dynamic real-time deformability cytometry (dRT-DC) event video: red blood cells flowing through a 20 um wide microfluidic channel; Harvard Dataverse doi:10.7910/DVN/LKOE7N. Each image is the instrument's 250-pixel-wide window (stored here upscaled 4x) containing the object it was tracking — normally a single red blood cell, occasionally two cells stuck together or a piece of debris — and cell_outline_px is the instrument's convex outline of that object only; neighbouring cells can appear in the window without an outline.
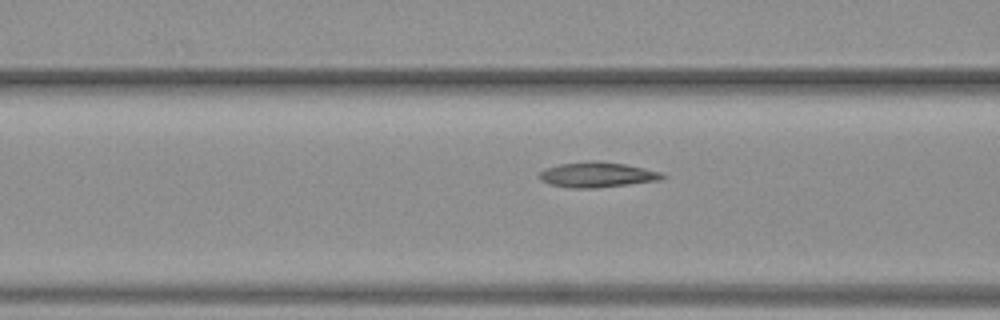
{"species": "common noctule bat (a hibernating species)", "species_latin": "Nyctalus noctula", "temperature_condition": "warm", "stored_images_in_passage": 18, "camera_frame_rate_fps": 3000, "um_per_image_px": 0.085, "animal": {"sex": "female", "body_mass_g": 19.3, "forearm_length_mm": 54.1}, "frame": {"image": 1, "passage_image": 16, "time_ms": 5.0, "image_size_px": [1000, 320], "cell_outline_px": [[668, 176], [660, 180], [596, 188], [568, 188], [548, 184], [540, 180], [536, 176], [544, 168], [560, 164], [592, 160], [596, 160], [624, 164], [644, 168], [660, 172]], "centroid_in_image_um": [50.7, 14.85], "position_along_channel_um": 115.9, "area_um2": 18.26}}